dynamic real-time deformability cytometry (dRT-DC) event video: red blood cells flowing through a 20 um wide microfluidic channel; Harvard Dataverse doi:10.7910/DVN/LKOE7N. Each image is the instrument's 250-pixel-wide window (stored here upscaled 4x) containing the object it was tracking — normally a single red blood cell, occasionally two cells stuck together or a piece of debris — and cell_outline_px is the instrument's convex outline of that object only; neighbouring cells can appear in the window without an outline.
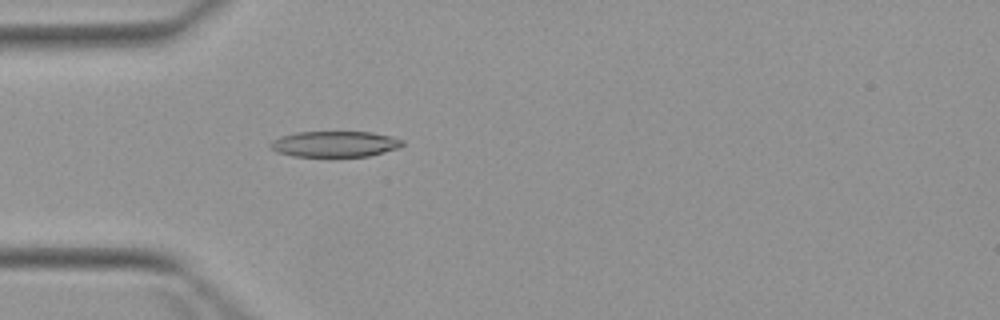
{"species": "Egyptian fruit bat (a non-hibernating species)", "species_latin": "Rousettus aegyptiacus", "temperature_condition": "warm", "stored_images_in_passage": 4, "camera_frame_rate_fps": 3000, "um_per_image_px": 0.085, "animal": {"sex": "female"}, "frame": {"image": 1, "passage_image": 4, "time_ms": 4.333, "image_size_px": [1000, 320], "cell_outline_px": [[404, 144], [400, 148], [368, 156], [292, 156], [276, 152], [268, 144], [272, 140], [280, 136], [296, 132], [372, 132], [392, 136], [404, 140]], "centroid_in_image_um": [28.47, 12.23], "position_along_channel_um": 56.5, "area_um2": 20.0}}